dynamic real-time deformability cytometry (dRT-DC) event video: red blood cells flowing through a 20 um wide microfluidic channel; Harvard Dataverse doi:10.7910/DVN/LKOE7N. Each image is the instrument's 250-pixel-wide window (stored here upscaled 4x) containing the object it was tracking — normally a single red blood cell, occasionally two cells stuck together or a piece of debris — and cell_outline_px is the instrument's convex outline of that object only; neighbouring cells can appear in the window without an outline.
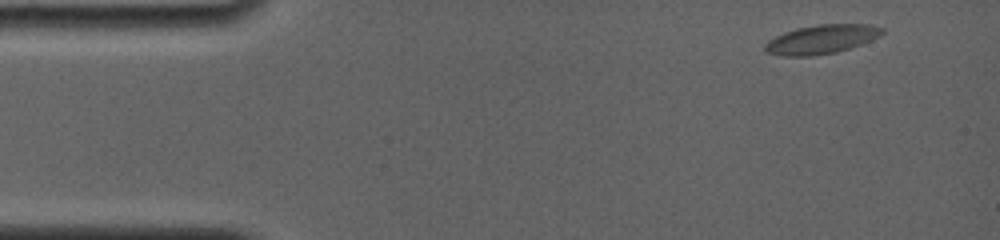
{"species": "common noctule bat (a hibernating species)", "species_latin": "Nyctalus noctula", "temperature_condition": "room temperature", "stored_images_in_passage": 16, "camera_frame_rate_fps": 4000, "um_per_image_px": 0.085, "animal": {"sex": "female", "body_mass_g": 19.0, "forearm_length_mm": 56.7}, "frame": {"image": 1, "passage_image": 1, "time_ms": 0.0, "image_size_px": [1000, 240], "cell_outline_px": [[884, 32], [880, 36], [860, 44], [836, 52], [808, 56], [784, 56], [764, 52], [764, 44], [768, 40], [784, 32], [796, 28], [820, 24], [868, 24], [884, 28]], "centroid_in_image_um": [69.8, 3.33], "position_along_channel_um": 15.2, "area_um2": 19.71}}
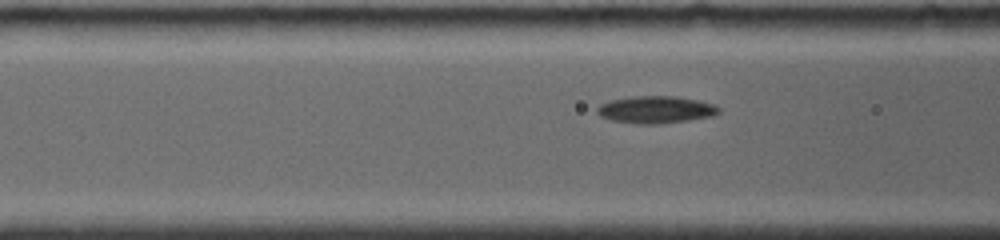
{"frame": {"image": 2, "passage_image": 10, "time_ms": 5.0, "image_size_px": [1000, 240], "cell_outline_px": [[720, 112], [712, 116], [660, 124], [640, 124], [612, 120], [600, 116], [596, 112], [596, 108], [600, 104], [612, 100], [632, 96], [676, 96], [696, 100], [712, 104], [720, 108]], "centroid_in_image_um": [55.72, 9.32], "position_along_channel_um": 110.9, "area_um2": 19.13}}
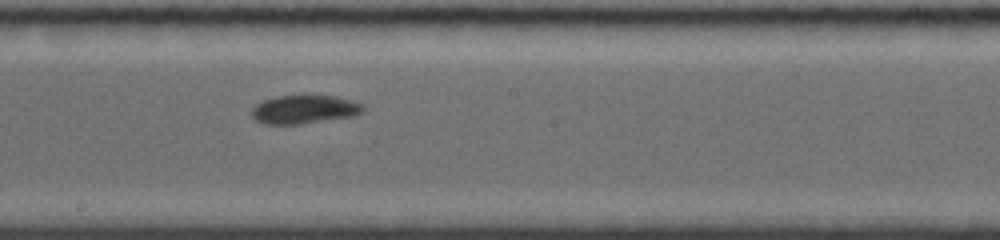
{"frame": {"image": 3, "passage_image": 16, "time_ms": 8.0, "image_size_px": [1000, 240], "cell_outline_px": [[364, 108], [360, 112], [352, 116], [300, 124], [264, 124], [256, 120], [252, 116], [252, 108], [256, 104], [264, 100], [276, 96], [336, 96], [352, 100], [364, 104]], "centroid_in_image_um": [25.85, 9.3], "position_along_channel_um": 222.3, "area_um2": 18.32}}